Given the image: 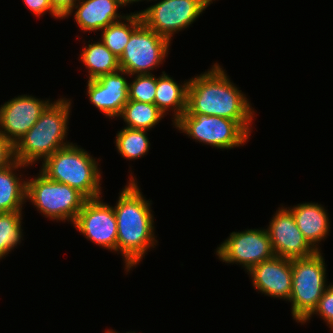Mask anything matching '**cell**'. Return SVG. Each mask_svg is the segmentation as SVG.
Returning <instances> with one entry per match:
<instances>
[{
  "label": "cell",
  "instance_id": "obj_1",
  "mask_svg": "<svg viewBox=\"0 0 333 333\" xmlns=\"http://www.w3.org/2000/svg\"><path fill=\"white\" fill-rule=\"evenodd\" d=\"M132 175L131 172L113 206L117 221V254L122 255L126 274L145 258L148 249L158 245L152 201L146 200Z\"/></svg>",
  "mask_w": 333,
  "mask_h": 333
},
{
  "label": "cell",
  "instance_id": "obj_2",
  "mask_svg": "<svg viewBox=\"0 0 333 333\" xmlns=\"http://www.w3.org/2000/svg\"><path fill=\"white\" fill-rule=\"evenodd\" d=\"M186 112L218 116L236 122H253L256 117L246 95L231 82L225 69L218 63L189 79Z\"/></svg>",
  "mask_w": 333,
  "mask_h": 333
},
{
  "label": "cell",
  "instance_id": "obj_3",
  "mask_svg": "<svg viewBox=\"0 0 333 333\" xmlns=\"http://www.w3.org/2000/svg\"><path fill=\"white\" fill-rule=\"evenodd\" d=\"M71 100L61 97L47 106L38 121L15 145V160L32 167L36 161L43 162L55 151L73 143L66 139Z\"/></svg>",
  "mask_w": 333,
  "mask_h": 333
},
{
  "label": "cell",
  "instance_id": "obj_4",
  "mask_svg": "<svg viewBox=\"0 0 333 333\" xmlns=\"http://www.w3.org/2000/svg\"><path fill=\"white\" fill-rule=\"evenodd\" d=\"M98 162L88 151L71 143L45 159L39 171L50 180L77 189L87 199H94L102 196Z\"/></svg>",
  "mask_w": 333,
  "mask_h": 333
},
{
  "label": "cell",
  "instance_id": "obj_5",
  "mask_svg": "<svg viewBox=\"0 0 333 333\" xmlns=\"http://www.w3.org/2000/svg\"><path fill=\"white\" fill-rule=\"evenodd\" d=\"M252 124L206 114H188L185 111L172 125L196 142L215 149L230 150L249 141Z\"/></svg>",
  "mask_w": 333,
  "mask_h": 333
},
{
  "label": "cell",
  "instance_id": "obj_6",
  "mask_svg": "<svg viewBox=\"0 0 333 333\" xmlns=\"http://www.w3.org/2000/svg\"><path fill=\"white\" fill-rule=\"evenodd\" d=\"M36 176L26 178V201L52 221L73 224L87 198L77 189L50 180L40 171Z\"/></svg>",
  "mask_w": 333,
  "mask_h": 333
},
{
  "label": "cell",
  "instance_id": "obj_7",
  "mask_svg": "<svg viewBox=\"0 0 333 333\" xmlns=\"http://www.w3.org/2000/svg\"><path fill=\"white\" fill-rule=\"evenodd\" d=\"M323 253L292 260L291 316L302 323L316 308L328 286Z\"/></svg>",
  "mask_w": 333,
  "mask_h": 333
},
{
  "label": "cell",
  "instance_id": "obj_8",
  "mask_svg": "<svg viewBox=\"0 0 333 333\" xmlns=\"http://www.w3.org/2000/svg\"><path fill=\"white\" fill-rule=\"evenodd\" d=\"M215 0H161L138 11L142 22L172 43L174 34L185 30Z\"/></svg>",
  "mask_w": 333,
  "mask_h": 333
},
{
  "label": "cell",
  "instance_id": "obj_9",
  "mask_svg": "<svg viewBox=\"0 0 333 333\" xmlns=\"http://www.w3.org/2000/svg\"><path fill=\"white\" fill-rule=\"evenodd\" d=\"M170 44L142 22L131 34L119 58L120 69L129 75L152 74L156 67L165 62Z\"/></svg>",
  "mask_w": 333,
  "mask_h": 333
},
{
  "label": "cell",
  "instance_id": "obj_10",
  "mask_svg": "<svg viewBox=\"0 0 333 333\" xmlns=\"http://www.w3.org/2000/svg\"><path fill=\"white\" fill-rule=\"evenodd\" d=\"M216 255L225 264H239L245 272L254 265L275 257L268 232L264 228L232 232L219 244Z\"/></svg>",
  "mask_w": 333,
  "mask_h": 333
},
{
  "label": "cell",
  "instance_id": "obj_11",
  "mask_svg": "<svg viewBox=\"0 0 333 333\" xmlns=\"http://www.w3.org/2000/svg\"><path fill=\"white\" fill-rule=\"evenodd\" d=\"M73 227L92 243L117 252V221L113 206L103 202L102 196L87 199L79 211Z\"/></svg>",
  "mask_w": 333,
  "mask_h": 333
},
{
  "label": "cell",
  "instance_id": "obj_12",
  "mask_svg": "<svg viewBox=\"0 0 333 333\" xmlns=\"http://www.w3.org/2000/svg\"><path fill=\"white\" fill-rule=\"evenodd\" d=\"M50 103V99H38L27 94L5 102L0 105V133L15 146Z\"/></svg>",
  "mask_w": 333,
  "mask_h": 333
},
{
  "label": "cell",
  "instance_id": "obj_13",
  "mask_svg": "<svg viewBox=\"0 0 333 333\" xmlns=\"http://www.w3.org/2000/svg\"><path fill=\"white\" fill-rule=\"evenodd\" d=\"M281 206L266 228L275 255L289 260L313 255L316 251L303 237L292 212L287 207Z\"/></svg>",
  "mask_w": 333,
  "mask_h": 333
},
{
  "label": "cell",
  "instance_id": "obj_14",
  "mask_svg": "<svg viewBox=\"0 0 333 333\" xmlns=\"http://www.w3.org/2000/svg\"><path fill=\"white\" fill-rule=\"evenodd\" d=\"M130 75L123 70L101 75L96 79L87 80V95L90 103L107 118H115L121 114L128 102Z\"/></svg>",
  "mask_w": 333,
  "mask_h": 333
},
{
  "label": "cell",
  "instance_id": "obj_15",
  "mask_svg": "<svg viewBox=\"0 0 333 333\" xmlns=\"http://www.w3.org/2000/svg\"><path fill=\"white\" fill-rule=\"evenodd\" d=\"M254 289L273 298L289 301L292 291V260L275 256L254 265L248 272Z\"/></svg>",
  "mask_w": 333,
  "mask_h": 333
},
{
  "label": "cell",
  "instance_id": "obj_16",
  "mask_svg": "<svg viewBox=\"0 0 333 333\" xmlns=\"http://www.w3.org/2000/svg\"><path fill=\"white\" fill-rule=\"evenodd\" d=\"M121 7L115 0H80L63 19L73 14L81 31L98 32L126 16L118 13Z\"/></svg>",
  "mask_w": 333,
  "mask_h": 333
},
{
  "label": "cell",
  "instance_id": "obj_17",
  "mask_svg": "<svg viewBox=\"0 0 333 333\" xmlns=\"http://www.w3.org/2000/svg\"><path fill=\"white\" fill-rule=\"evenodd\" d=\"M295 219L296 225L302 232L308 244L316 251H322L321 241L326 240L330 232V218L327 210L315 202H305L287 207Z\"/></svg>",
  "mask_w": 333,
  "mask_h": 333
},
{
  "label": "cell",
  "instance_id": "obj_18",
  "mask_svg": "<svg viewBox=\"0 0 333 333\" xmlns=\"http://www.w3.org/2000/svg\"><path fill=\"white\" fill-rule=\"evenodd\" d=\"M26 167L29 166L15 160L0 169V213L22 211L26 204V179L16 172Z\"/></svg>",
  "mask_w": 333,
  "mask_h": 333
},
{
  "label": "cell",
  "instance_id": "obj_19",
  "mask_svg": "<svg viewBox=\"0 0 333 333\" xmlns=\"http://www.w3.org/2000/svg\"><path fill=\"white\" fill-rule=\"evenodd\" d=\"M189 79L182 85L177 83L170 75L162 71L157 77L156 95L154 104L167 116L172 110L173 124L183 115L187 107V90Z\"/></svg>",
  "mask_w": 333,
  "mask_h": 333
},
{
  "label": "cell",
  "instance_id": "obj_20",
  "mask_svg": "<svg viewBox=\"0 0 333 333\" xmlns=\"http://www.w3.org/2000/svg\"><path fill=\"white\" fill-rule=\"evenodd\" d=\"M89 43L82 48L80 59L88 70V80L96 79L101 75L114 73L120 70L119 58L115 56L102 42Z\"/></svg>",
  "mask_w": 333,
  "mask_h": 333
},
{
  "label": "cell",
  "instance_id": "obj_21",
  "mask_svg": "<svg viewBox=\"0 0 333 333\" xmlns=\"http://www.w3.org/2000/svg\"><path fill=\"white\" fill-rule=\"evenodd\" d=\"M141 23L138 11L126 14L121 20L111 23L101 31V42L120 58L131 34Z\"/></svg>",
  "mask_w": 333,
  "mask_h": 333
},
{
  "label": "cell",
  "instance_id": "obj_22",
  "mask_svg": "<svg viewBox=\"0 0 333 333\" xmlns=\"http://www.w3.org/2000/svg\"><path fill=\"white\" fill-rule=\"evenodd\" d=\"M164 116L155 104L128 100L118 117L126 123L124 127L149 131Z\"/></svg>",
  "mask_w": 333,
  "mask_h": 333
},
{
  "label": "cell",
  "instance_id": "obj_23",
  "mask_svg": "<svg viewBox=\"0 0 333 333\" xmlns=\"http://www.w3.org/2000/svg\"><path fill=\"white\" fill-rule=\"evenodd\" d=\"M147 130L124 127L115 137V147L124 159L136 160L147 155L150 149Z\"/></svg>",
  "mask_w": 333,
  "mask_h": 333
},
{
  "label": "cell",
  "instance_id": "obj_24",
  "mask_svg": "<svg viewBox=\"0 0 333 333\" xmlns=\"http://www.w3.org/2000/svg\"><path fill=\"white\" fill-rule=\"evenodd\" d=\"M22 216V211L0 213V259L24 240Z\"/></svg>",
  "mask_w": 333,
  "mask_h": 333
},
{
  "label": "cell",
  "instance_id": "obj_25",
  "mask_svg": "<svg viewBox=\"0 0 333 333\" xmlns=\"http://www.w3.org/2000/svg\"><path fill=\"white\" fill-rule=\"evenodd\" d=\"M128 100L154 104L157 76L154 74L130 75Z\"/></svg>",
  "mask_w": 333,
  "mask_h": 333
},
{
  "label": "cell",
  "instance_id": "obj_26",
  "mask_svg": "<svg viewBox=\"0 0 333 333\" xmlns=\"http://www.w3.org/2000/svg\"><path fill=\"white\" fill-rule=\"evenodd\" d=\"M315 316L321 317L326 325L333 331V282L330 283L317 303L316 308L313 312L301 323L304 325L306 322H309L311 318Z\"/></svg>",
  "mask_w": 333,
  "mask_h": 333
},
{
  "label": "cell",
  "instance_id": "obj_27",
  "mask_svg": "<svg viewBox=\"0 0 333 333\" xmlns=\"http://www.w3.org/2000/svg\"><path fill=\"white\" fill-rule=\"evenodd\" d=\"M24 4L35 16H43L48 11L49 14L57 19H62L52 8L49 0H23Z\"/></svg>",
  "mask_w": 333,
  "mask_h": 333
},
{
  "label": "cell",
  "instance_id": "obj_28",
  "mask_svg": "<svg viewBox=\"0 0 333 333\" xmlns=\"http://www.w3.org/2000/svg\"><path fill=\"white\" fill-rule=\"evenodd\" d=\"M15 161V146L0 133V169Z\"/></svg>",
  "mask_w": 333,
  "mask_h": 333
},
{
  "label": "cell",
  "instance_id": "obj_29",
  "mask_svg": "<svg viewBox=\"0 0 333 333\" xmlns=\"http://www.w3.org/2000/svg\"><path fill=\"white\" fill-rule=\"evenodd\" d=\"M53 10L63 19L80 0H49Z\"/></svg>",
  "mask_w": 333,
  "mask_h": 333
},
{
  "label": "cell",
  "instance_id": "obj_30",
  "mask_svg": "<svg viewBox=\"0 0 333 333\" xmlns=\"http://www.w3.org/2000/svg\"><path fill=\"white\" fill-rule=\"evenodd\" d=\"M115 1H117L122 6V8L126 7L128 4L129 6L131 5V0H115Z\"/></svg>",
  "mask_w": 333,
  "mask_h": 333
},
{
  "label": "cell",
  "instance_id": "obj_31",
  "mask_svg": "<svg viewBox=\"0 0 333 333\" xmlns=\"http://www.w3.org/2000/svg\"><path fill=\"white\" fill-rule=\"evenodd\" d=\"M141 1H143V0H131V4H133V3H137V2H141ZM145 1H157V0H145Z\"/></svg>",
  "mask_w": 333,
  "mask_h": 333
},
{
  "label": "cell",
  "instance_id": "obj_32",
  "mask_svg": "<svg viewBox=\"0 0 333 333\" xmlns=\"http://www.w3.org/2000/svg\"><path fill=\"white\" fill-rule=\"evenodd\" d=\"M104 333H119V332L118 331L116 332V330L114 331L112 329H107V331L104 332Z\"/></svg>",
  "mask_w": 333,
  "mask_h": 333
}]
</instances>
